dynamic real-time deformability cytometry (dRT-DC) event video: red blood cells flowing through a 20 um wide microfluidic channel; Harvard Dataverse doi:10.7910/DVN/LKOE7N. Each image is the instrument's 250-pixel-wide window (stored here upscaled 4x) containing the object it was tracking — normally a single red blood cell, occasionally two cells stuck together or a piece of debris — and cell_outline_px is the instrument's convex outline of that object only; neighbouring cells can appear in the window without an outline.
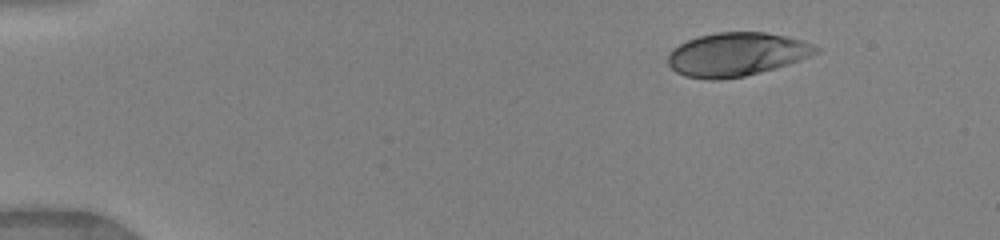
{"species": "human", "species_latin": "Homo sapiens", "temperature_condition": "warm", "stored_images_in_passage": 44, "camera_frame_rate_fps": 3000, "um_per_image_px": 0.085, "donor": {"sex": "female"}, "frame": {"image": 1, "passage_image": 1, "time_ms": 0.0, "image_size_px": [1000, 240], "cell_outline_px": [[820, 52], [800, 60], [788, 64], [760, 72], [744, 76], [720, 80], [708, 80], [684, 76], [676, 72], [668, 64], [668, 52], [672, 48], [688, 40], [700, 36], [716, 32], [764, 32], [804, 40], [820, 48]], "centroid_in_image_um": [62.6, 4.63], "position_along_channel_um": 22.4, "area_um2": 37.63}}
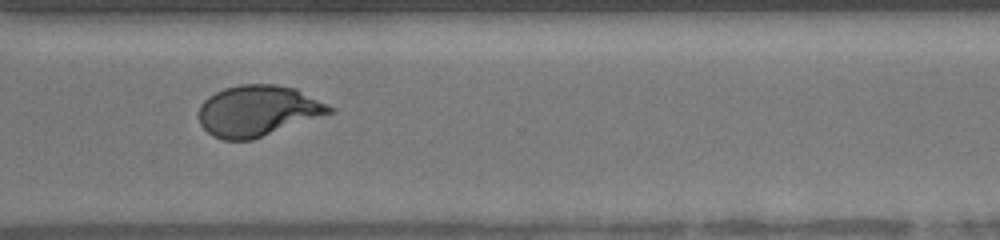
{"frame": {"image": 2, "passage_image": 32, "time_ms": 10.333, "image_size_px": [1000, 240], "cell_outline_px": [[336, 112], [252, 140], [224, 140], [212, 136], [200, 124], [200, 104], [208, 96], [224, 88], [240, 84], [276, 84], [296, 88], [336, 108]], "centroid_in_image_um": [21.96, 9.41], "position_along_channel_um": 348.6, "area_um2": 39.07}}
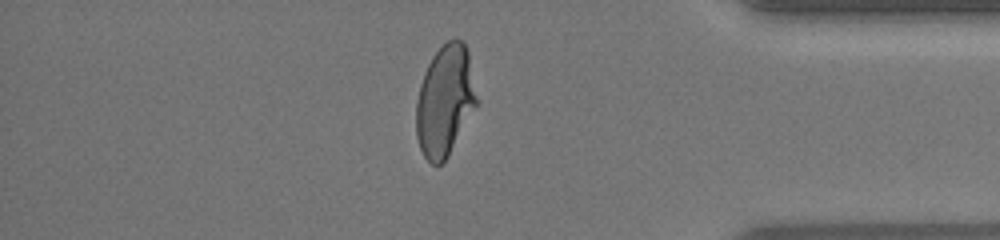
{"frame": {"image": 3, "passage_image": 37, "time_ms": 12.0, "image_size_px": [1000, 240], "cell_outline_px": [[476, 104], [448, 156], [440, 164], [432, 164], [424, 156], [420, 148], [416, 136], [416, 100], [420, 84], [424, 72], [432, 56], [448, 40], [460, 40], [464, 44], [468, 52], [476, 96]], "centroid_in_image_um": [37.78, 8.57], "position_along_channel_um": 397.4, "area_um2": 38.26}, "authors_computed_cell_mechanics": {"area_um2": 39.0728, "velocity_mm_per_s": 4.1385, "shape_relaxation_time_tau1_ms": 5.3608, "shape_relaxation_time_tau2_ms": null, "deformation_change_tau1": 0.2126, "deformation_change_tau2": null}}